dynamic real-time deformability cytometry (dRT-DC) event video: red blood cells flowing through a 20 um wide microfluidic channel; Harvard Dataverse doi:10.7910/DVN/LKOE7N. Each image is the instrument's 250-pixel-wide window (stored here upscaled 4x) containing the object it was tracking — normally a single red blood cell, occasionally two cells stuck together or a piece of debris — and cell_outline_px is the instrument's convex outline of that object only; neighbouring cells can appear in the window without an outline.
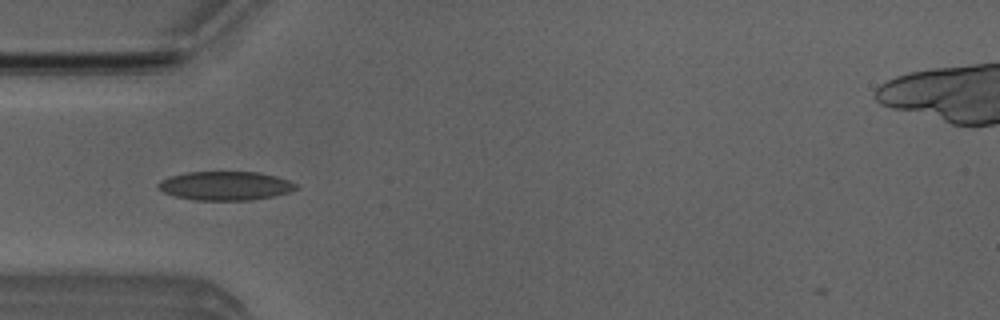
{"species": "Egyptian fruit bat (a non-hibernating species)", "species_latin": "Rousettus aegyptiacus", "temperature_condition": "room temperature", "stored_images_in_passage": 37, "camera_frame_rate_fps": 3000, "um_per_image_px": 0.085, "animal": {"sex": "male"}, "frame": {"image": 1, "passage_image": 2, "time_ms": 0.333, "image_size_px": [1000, 320], "cell_outline_px": [[300, 188], [276, 196], [252, 200], [196, 200], [176, 196], [164, 192], [156, 188], [156, 184], [160, 180], [172, 176], [188, 172], [260, 172], [276, 176], [300, 184]], "centroid_in_image_um": [19.2, 15.79], "position_along_channel_um": 65.8, "area_um2": 23.35}}
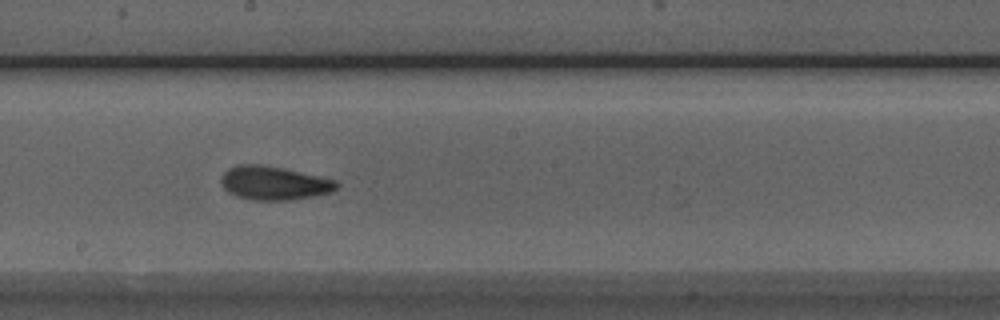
{"frame": {"image": 2, "passage_image": 14, "time_ms": 4.333, "image_size_px": [1000, 320], "cell_outline_px": [[340, 184], [332, 192], [312, 196], [288, 200], [252, 200], [236, 196], [228, 192], [220, 184], [220, 176], [228, 168], [236, 164], [260, 164], [280, 168], [336, 180]], "centroid_in_image_um": [23.23, 15.56], "position_along_channel_um": 225.0, "area_um2": 22.6}}
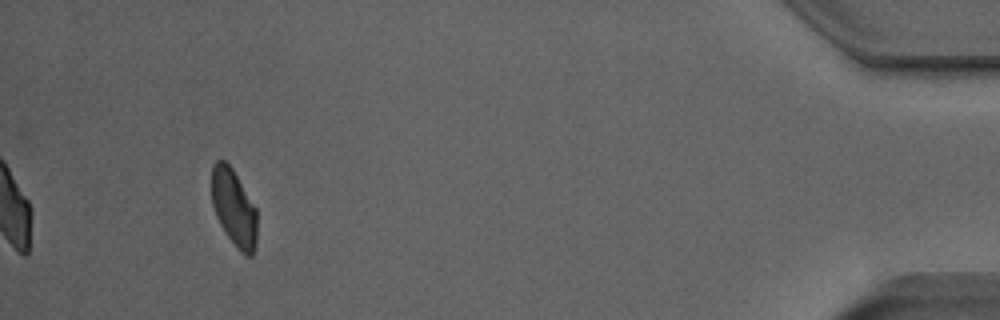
{"frame": {"image": 3, "passage_image": 34, "time_ms": 11.0, "image_size_px": [1000, 320], "cell_outline_px": [[256, 244], [252, 256], [244, 256], [236, 248], [224, 232], [216, 216], [212, 204], [212, 164], [216, 160], [224, 160], [232, 168], [256, 208]], "centroid_in_image_um": [19.87, 17.69], "position_along_channel_um": 415.3, "area_um2": 20.4}, "authors_computed_cell_mechanics": {"area_um2": 21.675, "velocity_mm_per_s": 3.9749, "shape_relaxation_time_tau1_ms": 3.5662, "shape_relaxation_time_tau2_ms": 1.7503, "deformation_change_tau1": 0.1185, "deformation_change_tau2": 0.0721}}